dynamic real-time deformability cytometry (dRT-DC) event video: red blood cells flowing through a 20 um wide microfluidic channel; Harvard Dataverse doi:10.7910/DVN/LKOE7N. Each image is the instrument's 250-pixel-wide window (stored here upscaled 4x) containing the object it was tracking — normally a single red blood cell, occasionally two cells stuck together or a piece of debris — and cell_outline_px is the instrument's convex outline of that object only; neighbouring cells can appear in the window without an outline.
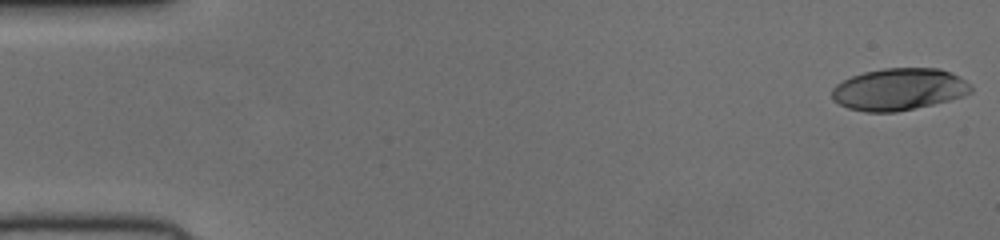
{"species": "human", "species_latin": "Homo sapiens", "temperature_condition": "cold", "stored_images_in_passage": 51, "camera_frame_rate_fps": 3000, "um_per_image_px": 0.085, "donor": {"sex": "female"}, "frame": {"image": 1, "passage_image": 1, "time_ms": 0.0, "image_size_px": [1000, 240], "cell_outline_px": [[972, 92], [964, 96], [932, 104], [896, 112], [864, 112], [848, 108], [840, 104], [832, 96], [832, 88], [836, 84], [852, 76], [864, 72], [884, 68], [940, 68], [952, 72], [960, 76], [972, 84]], "centroid_in_image_um": [76.45, 7.58], "position_along_channel_um": 8.5, "area_um2": 34.1}}
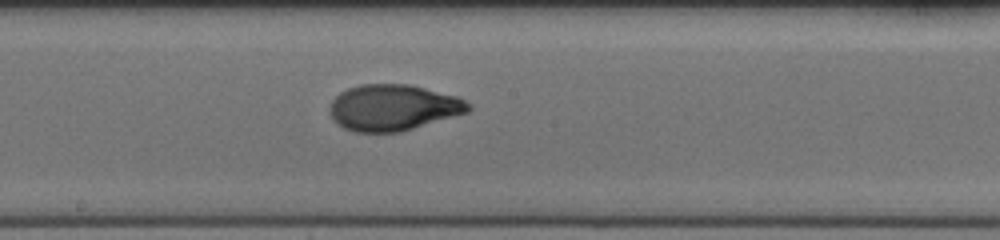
{"frame": {"image": 2, "passage_image": 28, "time_ms": 9.0, "image_size_px": [1000, 240], "cell_outline_px": [[472, 108], [468, 112], [400, 132], [356, 132], [344, 128], [328, 112], [328, 108], [332, 100], [340, 92], [348, 88], [360, 84], [408, 84], [456, 96], [464, 100]], "centroid_in_image_um": [33.39, 9.14], "position_along_channel_um": 214.8, "area_um2": 36.99}}
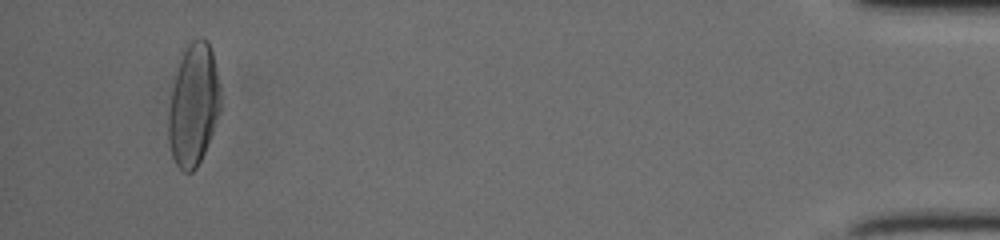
{"frame": {"image": 3, "passage_image": 49, "time_ms": 16.0, "image_size_px": [1000, 240], "cell_outline_px": [[220, 108], [212, 132], [204, 152], [196, 168], [192, 172], [184, 172], [176, 164], [172, 156], [168, 140], [168, 112], [172, 88], [180, 60], [188, 44], [196, 36], [200, 36], [208, 40], [212, 52], [220, 88]], "centroid_in_image_um": [16.43, 8.9], "position_along_channel_um": 418.8, "area_um2": 36.76}}